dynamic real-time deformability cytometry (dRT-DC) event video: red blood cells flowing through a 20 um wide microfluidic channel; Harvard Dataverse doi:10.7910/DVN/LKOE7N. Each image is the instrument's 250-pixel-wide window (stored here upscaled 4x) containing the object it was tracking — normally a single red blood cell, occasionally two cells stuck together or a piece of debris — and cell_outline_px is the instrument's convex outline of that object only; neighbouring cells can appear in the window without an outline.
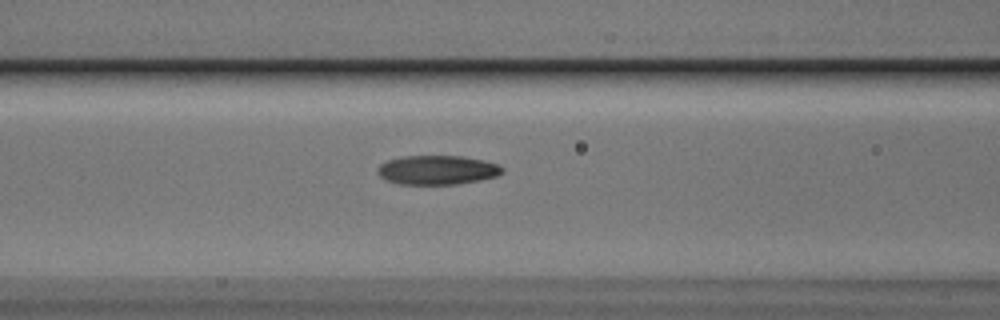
{"species": "Egyptian fruit bat (a non-hibernating species)", "species_latin": "Rousettus aegyptiacus", "temperature_condition": "cold", "stored_images_in_passage": 13, "camera_frame_rate_fps": 3000, "um_per_image_px": 0.085, "animal": {"sex": "male"}, "frame": {"image": 1, "passage_image": 8, "time_ms": 2.333, "image_size_px": [1000, 320], "cell_outline_px": [[504, 172], [496, 176], [480, 180], [456, 184], [400, 184], [388, 180], [380, 176], [376, 172], [376, 168], [380, 164], [388, 160], [404, 156], [460, 156], [500, 164], [504, 168]], "centroid_in_image_um": [37.17, 14.45], "position_along_channel_um": 129.4, "area_um2": 21.15}}
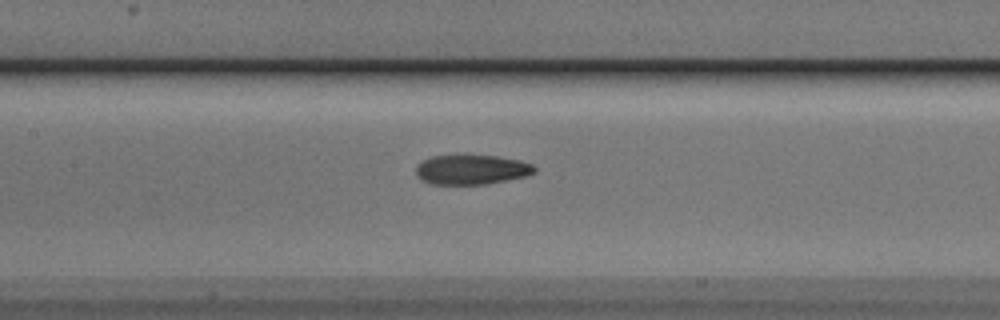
{"frame": {"image": 2, "passage_image": 11, "time_ms": 3.333, "image_size_px": [1000, 320], "cell_outline_px": [[536, 172], [524, 176], [488, 184], [432, 184], [420, 180], [416, 176], [416, 164], [432, 156], [496, 156], [520, 160], [532, 164], [536, 168]], "centroid_in_image_um": [40.06, 14.43], "position_along_channel_um": 167.3, "area_um2": 20.4}}